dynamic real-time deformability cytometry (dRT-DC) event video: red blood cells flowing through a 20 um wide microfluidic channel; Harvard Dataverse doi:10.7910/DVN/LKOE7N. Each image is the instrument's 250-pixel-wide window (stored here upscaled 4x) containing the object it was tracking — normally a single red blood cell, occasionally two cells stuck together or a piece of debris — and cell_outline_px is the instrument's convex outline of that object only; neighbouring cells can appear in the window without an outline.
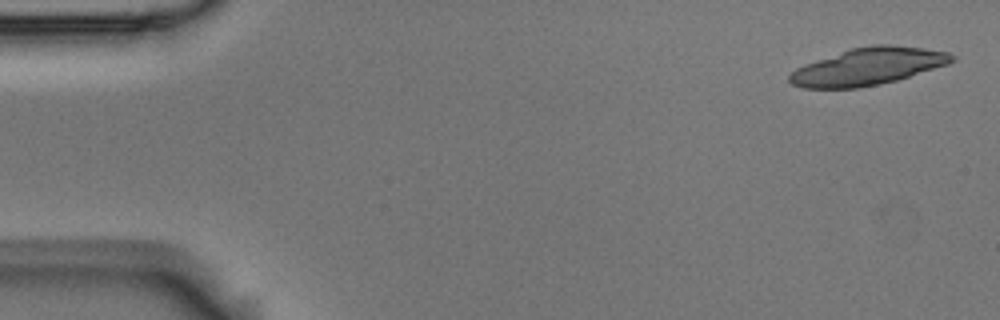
{"species": "Egyptian fruit bat (a non-hibernating species)", "species_latin": "Rousettus aegyptiacus", "temperature_condition": "room temperature", "stored_images_in_passage": 8, "camera_frame_rate_fps": 3000, "um_per_image_px": 0.085, "animal": {"sex": "male"}, "frame": {"image": 1, "passage_image": 1, "time_ms": 0.0, "image_size_px": [1000, 320], "cell_outline_px": [[956, 60], [948, 64], [896, 80], [880, 84], [856, 88], [804, 88], [792, 84], [788, 80], [788, 76], [796, 68], [804, 64], [852, 48], [872, 44], [892, 44], [924, 48], [948, 52], [956, 56]], "centroid_in_image_um": [73.8, 5.64], "position_along_channel_um": 11.2, "area_um2": 35.08}}